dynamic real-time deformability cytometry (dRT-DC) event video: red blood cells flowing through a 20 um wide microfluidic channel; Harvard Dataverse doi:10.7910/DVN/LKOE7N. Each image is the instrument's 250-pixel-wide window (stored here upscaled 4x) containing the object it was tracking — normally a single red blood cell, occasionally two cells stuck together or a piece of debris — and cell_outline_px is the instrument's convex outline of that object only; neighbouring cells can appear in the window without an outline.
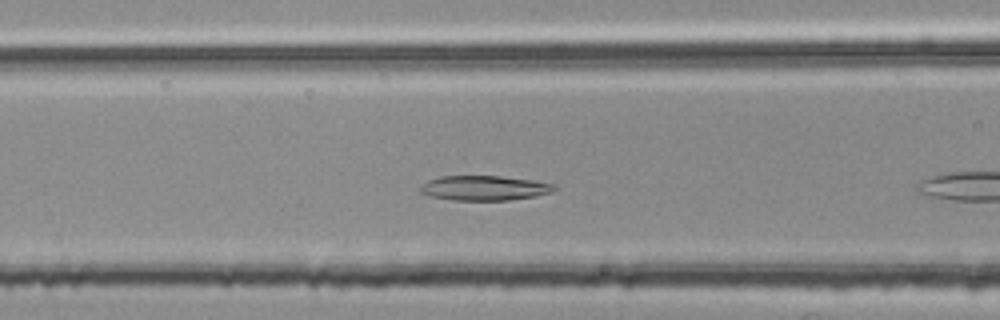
{"species": "common noctule bat (a hibernating species)", "species_latin": "Nyctalus noctula", "temperature_condition": "room temperature", "stored_images_in_passage": 9, "camera_frame_rate_fps": 3000, "um_per_image_px": 0.085, "animal": {"sex": "female", "body_mass_g": 25.1}, "frame": {"image": 1, "passage_image": 7, "time_ms": 2.0, "image_size_px": [1000, 320], "cell_outline_px": [[552, 188], [544, 192], [532, 196], [504, 200], [460, 200], [436, 196], [424, 192], [420, 188], [432, 180], [444, 176], [496, 176], [524, 180], [548, 184]], "centroid_in_image_um": [41.08, 15.98], "position_along_channel_um": 125.5, "area_um2": 17.63}}